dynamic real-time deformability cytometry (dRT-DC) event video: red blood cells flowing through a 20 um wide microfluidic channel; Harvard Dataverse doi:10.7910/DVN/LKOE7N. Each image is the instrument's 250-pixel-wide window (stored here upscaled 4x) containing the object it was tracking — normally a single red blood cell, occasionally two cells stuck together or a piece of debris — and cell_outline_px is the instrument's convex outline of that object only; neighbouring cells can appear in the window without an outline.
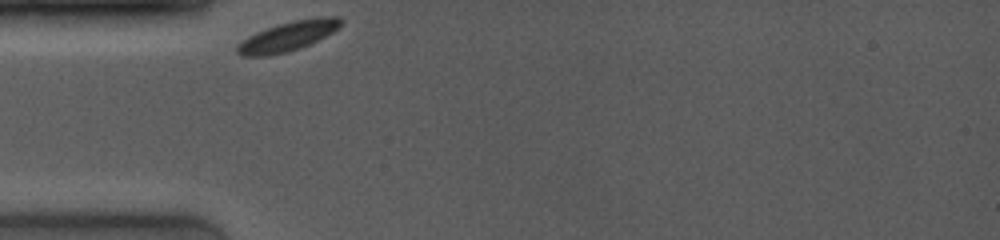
{"species": "common noctule bat (a hibernating species)", "species_latin": "Nyctalus noctula", "temperature_condition": "room temperature", "stored_images_in_passage": 39, "camera_frame_rate_fps": 4000, "um_per_image_px": 0.085, "animal": {"sex": "female", "body_mass_g": 19.0, "forearm_length_mm": 53.3}, "frame": {"image": 1, "passage_image": 1, "time_ms": 0.0, "image_size_px": [1000, 240], "cell_outline_px": [[344, 24], [332, 32], [300, 48], [288, 52], [268, 56], [240, 56], [236, 52], [236, 48], [248, 36], [256, 32], [292, 20], [320, 16], [340, 16], [344, 20]], "centroid_in_image_um": [24.52, 3.07], "position_along_channel_um": 60.5, "area_um2": 17.86}}
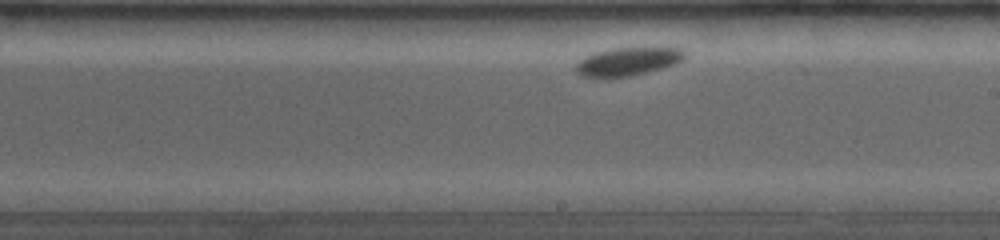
{"frame": {"image": 2, "passage_image": 21, "time_ms": 5.0, "image_size_px": [1000, 240], "cell_outline_px": [[684, 60], [676, 64], [648, 72], [628, 76], [580, 76], [576, 72], [576, 64], [580, 60], [596, 52], [616, 48], [680, 48], [684, 52]], "centroid_in_image_um": [53.4, 5.22], "position_along_channel_um": 235.6, "area_um2": 17.4}}
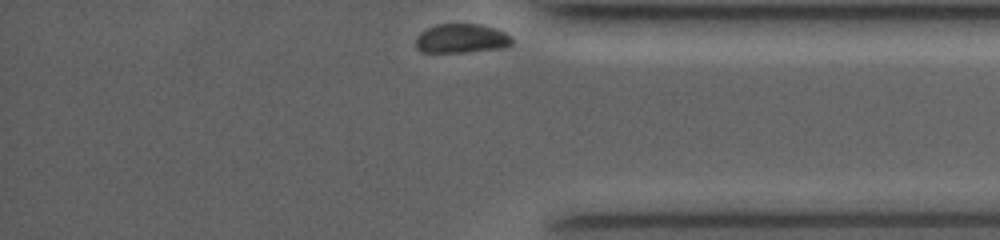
{"frame": {"image": 3, "passage_image": 39, "time_ms": 9.5, "image_size_px": [1000, 240], "cell_outline_px": [[512, 44], [504, 48], [464, 52], [420, 52], [416, 48], [416, 40], [420, 32], [436, 24], [480, 24], [504, 32], [512, 36]], "centroid_in_image_um": [39.22, 3.28], "position_along_channel_um": 396.0, "area_um2": 16.36}, "authors_computed_cell_mechanics": {"area_um2": 17.5712, "velocity_mm_per_s": 3.5659, "shape_relaxation_time_tau1_ms": 1.0296, "shape_relaxation_time_tau2_ms": null, "deformation_change_tau1": 0.0511, "deformation_change_tau2": null}}